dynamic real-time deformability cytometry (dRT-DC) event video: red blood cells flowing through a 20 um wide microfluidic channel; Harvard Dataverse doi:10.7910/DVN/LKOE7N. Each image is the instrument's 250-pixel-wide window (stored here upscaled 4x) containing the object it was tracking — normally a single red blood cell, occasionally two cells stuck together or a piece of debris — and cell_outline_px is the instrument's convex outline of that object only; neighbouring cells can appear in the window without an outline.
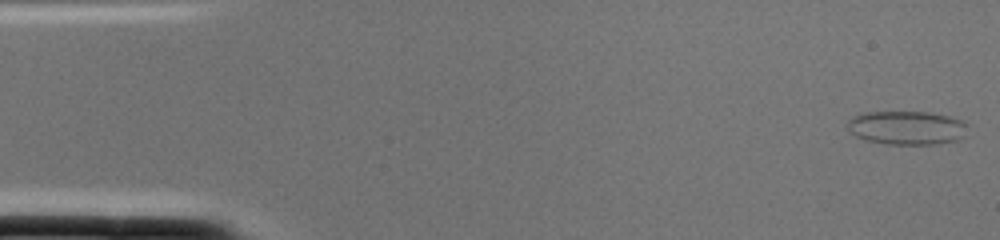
{"species": "common noctule bat (a hibernating species)", "species_latin": "Nyctalus noctula", "temperature_condition": "cold", "stored_images_in_passage": 2, "camera_frame_rate_fps": 3000, "um_per_image_px": 0.085, "animal": {"sex": "female", "body_mass_g": 22.0, "forearm_length_mm": 56.7}, "frame": {"image": 1, "passage_image": 1, "time_ms": 0.0, "image_size_px": [1000, 240], "cell_outline_px": [[968, 136], [960, 140], [936, 144], [888, 144], [864, 140], [848, 132], [848, 120], [860, 112], [928, 112], [948, 116], [964, 120], [968, 124]], "centroid_in_image_um": [77.13, 10.86], "position_along_channel_um": 7.9, "area_um2": 24.16}}
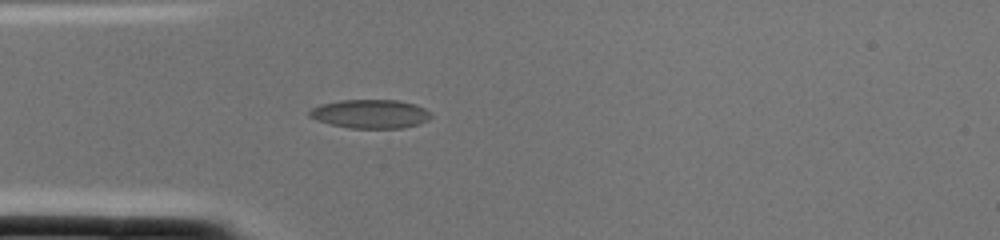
{"frame": {"image": 2, "passage_image": 2, "time_ms": 0.333, "image_size_px": [1000, 240], "cell_outline_px": [[432, 116], [428, 120], [420, 124], [400, 128], [352, 128], [332, 124], [308, 116], [308, 112], [312, 108], [320, 104], [340, 100], [396, 100], [412, 104], [424, 108], [432, 112]], "centroid_in_image_um": [31.51, 9.68], "position_along_channel_um": 53.5, "area_um2": 20.23}}